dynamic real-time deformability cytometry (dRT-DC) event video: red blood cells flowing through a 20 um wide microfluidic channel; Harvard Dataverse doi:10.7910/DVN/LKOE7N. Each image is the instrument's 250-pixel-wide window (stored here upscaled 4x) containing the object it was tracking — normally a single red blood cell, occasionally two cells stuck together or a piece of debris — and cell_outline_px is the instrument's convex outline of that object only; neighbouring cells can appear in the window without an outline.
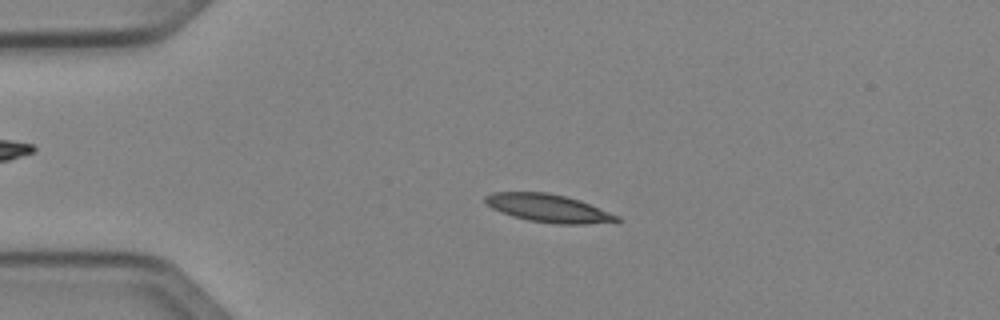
{"species": "Egyptian fruit bat (a non-hibernating species)", "species_latin": "Rousettus aegyptiacus", "temperature_condition": "cold", "stored_images_in_passage": 50, "camera_frame_rate_fps": 3000, "um_per_image_px": 0.085, "animal": {"sex": "female"}, "frame": {"image": 1, "passage_image": 11, "time_ms": 3.333, "image_size_px": [1000, 320], "cell_outline_px": [[620, 220], [584, 224], [556, 224], [528, 220], [500, 212], [492, 208], [484, 200], [484, 196], [492, 192], [548, 192], [580, 200], [620, 216]], "centroid_in_image_um": [46.58, 17.69], "position_along_channel_um": 38.4, "area_um2": 21.27}}
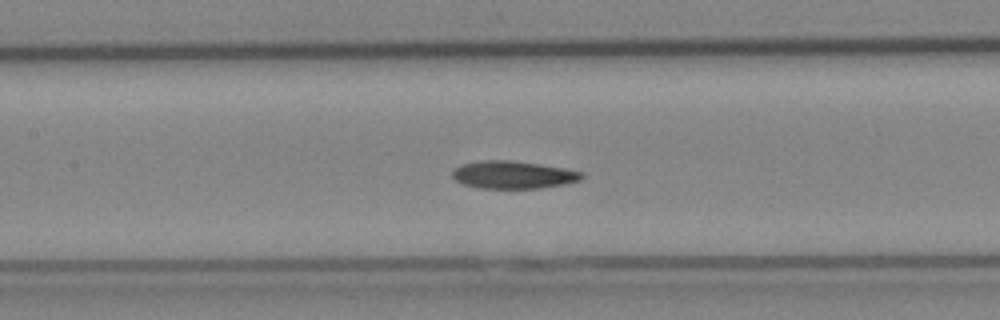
{"frame": {"image": 2, "passage_image": 23, "time_ms": 7.333, "image_size_px": [1000, 320], "cell_outline_px": [[584, 176], [580, 180], [564, 184], [540, 188], [480, 188], [464, 184], [456, 180], [452, 176], [452, 172], [460, 164], [480, 160], [508, 160], [540, 164], [564, 168], [584, 172]], "centroid_in_image_um": [43.62, 14.85], "position_along_channel_um": 163.8, "area_um2": 20.81}}
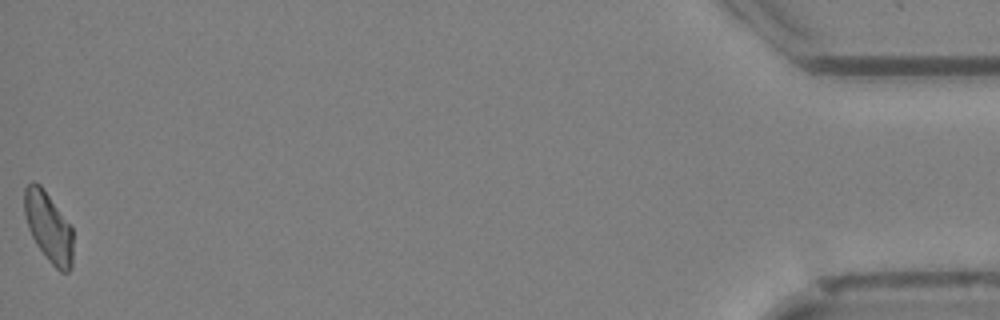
{"frame": {"image": 3, "passage_image": 50, "time_ms": 16.333, "image_size_px": [1000, 320], "cell_outline_px": [[72, 268], [68, 272], [60, 272], [48, 260], [36, 244], [28, 228], [24, 212], [24, 188], [32, 180], [40, 184], [72, 228]], "centroid_in_image_um": [4.11, 19.3], "position_along_channel_um": 431.1, "area_um2": 19.65}, "authors_computed_cell_mechanics": {"area_um2": 20.4034, "velocity_mm_per_s": 4.0363, "shape_relaxation_time_tau1_ms": 8.1333, "shape_relaxation_time_tau2_ms": null, "deformation_change_tau1": 0.1812, "deformation_change_tau2": null}}